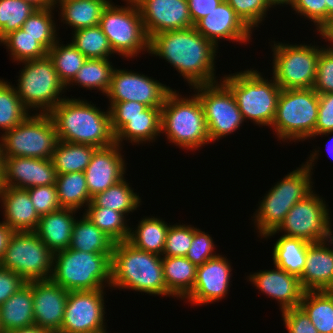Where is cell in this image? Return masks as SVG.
<instances>
[{"label":"cell","instance_id":"obj_1","mask_svg":"<svg viewBox=\"0 0 333 333\" xmlns=\"http://www.w3.org/2000/svg\"><path fill=\"white\" fill-rule=\"evenodd\" d=\"M218 49L194 26L161 32L149 41V54L169 63L189 88L221 81L215 74Z\"/></svg>","mask_w":333,"mask_h":333},{"label":"cell","instance_id":"obj_2","mask_svg":"<svg viewBox=\"0 0 333 333\" xmlns=\"http://www.w3.org/2000/svg\"><path fill=\"white\" fill-rule=\"evenodd\" d=\"M72 97H66L48 113L58 140L95 148L114 144L109 108L104 111L91 101Z\"/></svg>","mask_w":333,"mask_h":333},{"label":"cell","instance_id":"obj_3","mask_svg":"<svg viewBox=\"0 0 333 333\" xmlns=\"http://www.w3.org/2000/svg\"><path fill=\"white\" fill-rule=\"evenodd\" d=\"M310 151L309 159L290 171L280 181L266 191L253 214L252 222L258 237L262 238L276 230L283 222L288 211L300 200H303L313 190V170L315 161L319 160V149Z\"/></svg>","mask_w":333,"mask_h":333},{"label":"cell","instance_id":"obj_4","mask_svg":"<svg viewBox=\"0 0 333 333\" xmlns=\"http://www.w3.org/2000/svg\"><path fill=\"white\" fill-rule=\"evenodd\" d=\"M113 290H132L171 297L162 266V256L135 248L128 241L114 244L111 257V284Z\"/></svg>","mask_w":333,"mask_h":333},{"label":"cell","instance_id":"obj_5","mask_svg":"<svg viewBox=\"0 0 333 333\" xmlns=\"http://www.w3.org/2000/svg\"><path fill=\"white\" fill-rule=\"evenodd\" d=\"M172 89L161 107V134L182 150L196 151L210 144L204 110L198 96H182Z\"/></svg>","mask_w":333,"mask_h":333},{"label":"cell","instance_id":"obj_6","mask_svg":"<svg viewBox=\"0 0 333 333\" xmlns=\"http://www.w3.org/2000/svg\"><path fill=\"white\" fill-rule=\"evenodd\" d=\"M233 93L244 121L271 128L281 88L254 68L220 77Z\"/></svg>","mask_w":333,"mask_h":333},{"label":"cell","instance_id":"obj_7","mask_svg":"<svg viewBox=\"0 0 333 333\" xmlns=\"http://www.w3.org/2000/svg\"><path fill=\"white\" fill-rule=\"evenodd\" d=\"M112 254L67 248L54 253L51 280L67 291L110 288Z\"/></svg>","mask_w":333,"mask_h":333},{"label":"cell","instance_id":"obj_8","mask_svg":"<svg viewBox=\"0 0 333 333\" xmlns=\"http://www.w3.org/2000/svg\"><path fill=\"white\" fill-rule=\"evenodd\" d=\"M319 94L313 89H282L272 131L278 141L313 140L318 120Z\"/></svg>","mask_w":333,"mask_h":333},{"label":"cell","instance_id":"obj_9","mask_svg":"<svg viewBox=\"0 0 333 333\" xmlns=\"http://www.w3.org/2000/svg\"><path fill=\"white\" fill-rule=\"evenodd\" d=\"M21 63L23 68L19 70L17 86L14 84L17 95L30 113L34 110V114H48L66 98L62 96L66 87L60 81L52 60L47 55L18 64Z\"/></svg>","mask_w":333,"mask_h":333},{"label":"cell","instance_id":"obj_10","mask_svg":"<svg viewBox=\"0 0 333 333\" xmlns=\"http://www.w3.org/2000/svg\"><path fill=\"white\" fill-rule=\"evenodd\" d=\"M125 5L110 2L103 10L99 26L107 36L114 52L122 58L149 54V38L143 26L139 8L134 0H123ZM114 3V4H113ZM144 52V53H143Z\"/></svg>","mask_w":333,"mask_h":333},{"label":"cell","instance_id":"obj_11","mask_svg":"<svg viewBox=\"0 0 333 333\" xmlns=\"http://www.w3.org/2000/svg\"><path fill=\"white\" fill-rule=\"evenodd\" d=\"M272 77L281 89L313 88L317 61L320 52L327 45L319 46L312 43L300 45L271 41Z\"/></svg>","mask_w":333,"mask_h":333},{"label":"cell","instance_id":"obj_12","mask_svg":"<svg viewBox=\"0 0 333 333\" xmlns=\"http://www.w3.org/2000/svg\"><path fill=\"white\" fill-rule=\"evenodd\" d=\"M58 141L49 114H30L20 124L0 135L2 157L51 159Z\"/></svg>","mask_w":333,"mask_h":333},{"label":"cell","instance_id":"obj_13","mask_svg":"<svg viewBox=\"0 0 333 333\" xmlns=\"http://www.w3.org/2000/svg\"><path fill=\"white\" fill-rule=\"evenodd\" d=\"M328 206L325 198L313 190L288 211L276 230L261 239L268 240L282 232L284 236L300 238L309 243L328 241L333 237L331 211Z\"/></svg>","mask_w":333,"mask_h":333},{"label":"cell","instance_id":"obj_14","mask_svg":"<svg viewBox=\"0 0 333 333\" xmlns=\"http://www.w3.org/2000/svg\"><path fill=\"white\" fill-rule=\"evenodd\" d=\"M54 254L34 231L14 232L0 262L26 282L51 279Z\"/></svg>","mask_w":333,"mask_h":333},{"label":"cell","instance_id":"obj_15","mask_svg":"<svg viewBox=\"0 0 333 333\" xmlns=\"http://www.w3.org/2000/svg\"><path fill=\"white\" fill-rule=\"evenodd\" d=\"M190 89H194L203 107L211 143L240 130L244 118L233 93L222 81Z\"/></svg>","mask_w":333,"mask_h":333},{"label":"cell","instance_id":"obj_16","mask_svg":"<svg viewBox=\"0 0 333 333\" xmlns=\"http://www.w3.org/2000/svg\"><path fill=\"white\" fill-rule=\"evenodd\" d=\"M105 294V289L69 291L60 333H109Z\"/></svg>","mask_w":333,"mask_h":333},{"label":"cell","instance_id":"obj_17","mask_svg":"<svg viewBox=\"0 0 333 333\" xmlns=\"http://www.w3.org/2000/svg\"><path fill=\"white\" fill-rule=\"evenodd\" d=\"M172 88L160 81L128 69L115 67L106 98L109 103L137 101L147 107H162Z\"/></svg>","mask_w":333,"mask_h":333},{"label":"cell","instance_id":"obj_18","mask_svg":"<svg viewBox=\"0 0 333 333\" xmlns=\"http://www.w3.org/2000/svg\"><path fill=\"white\" fill-rule=\"evenodd\" d=\"M232 268L230 260L221 254L197 266L196 281L185 303L202 306L224 299L231 287Z\"/></svg>","mask_w":333,"mask_h":333},{"label":"cell","instance_id":"obj_19","mask_svg":"<svg viewBox=\"0 0 333 333\" xmlns=\"http://www.w3.org/2000/svg\"><path fill=\"white\" fill-rule=\"evenodd\" d=\"M149 40L156 34L193 27L187 0H134Z\"/></svg>","mask_w":333,"mask_h":333},{"label":"cell","instance_id":"obj_20","mask_svg":"<svg viewBox=\"0 0 333 333\" xmlns=\"http://www.w3.org/2000/svg\"><path fill=\"white\" fill-rule=\"evenodd\" d=\"M195 29L217 48L220 40L249 44L253 31L241 20L226 0L200 19ZM248 42V43H247Z\"/></svg>","mask_w":333,"mask_h":333},{"label":"cell","instance_id":"obj_21","mask_svg":"<svg viewBox=\"0 0 333 333\" xmlns=\"http://www.w3.org/2000/svg\"><path fill=\"white\" fill-rule=\"evenodd\" d=\"M122 147L114 143L94 151L91 161L84 171L91 197L125 178L128 163L122 155Z\"/></svg>","mask_w":333,"mask_h":333},{"label":"cell","instance_id":"obj_22","mask_svg":"<svg viewBox=\"0 0 333 333\" xmlns=\"http://www.w3.org/2000/svg\"><path fill=\"white\" fill-rule=\"evenodd\" d=\"M2 186L28 189L56 185V169L51 159L2 157Z\"/></svg>","mask_w":333,"mask_h":333},{"label":"cell","instance_id":"obj_23","mask_svg":"<svg viewBox=\"0 0 333 333\" xmlns=\"http://www.w3.org/2000/svg\"><path fill=\"white\" fill-rule=\"evenodd\" d=\"M247 281L253 284L267 298L275 299L280 306V311L297 308L303 298L305 290L300 279L287 271L274 266V269L251 272Z\"/></svg>","mask_w":333,"mask_h":333},{"label":"cell","instance_id":"obj_24","mask_svg":"<svg viewBox=\"0 0 333 333\" xmlns=\"http://www.w3.org/2000/svg\"><path fill=\"white\" fill-rule=\"evenodd\" d=\"M69 291L51 279L33 281L34 323L42 329L60 333Z\"/></svg>","mask_w":333,"mask_h":333},{"label":"cell","instance_id":"obj_25","mask_svg":"<svg viewBox=\"0 0 333 333\" xmlns=\"http://www.w3.org/2000/svg\"><path fill=\"white\" fill-rule=\"evenodd\" d=\"M299 279L305 291L328 289L333 282V237L308 245L304 271Z\"/></svg>","mask_w":333,"mask_h":333},{"label":"cell","instance_id":"obj_26","mask_svg":"<svg viewBox=\"0 0 333 333\" xmlns=\"http://www.w3.org/2000/svg\"><path fill=\"white\" fill-rule=\"evenodd\" d=\"M0 203L5 222L14 232L35 231L40 216L27 189L0 187Z\"/></svg>","mask_w":333,"mask_h":333},{"label":"cell","instance_id":"obj_27","mask_svg":"<svg viewBox=\"0 0 333 333\" xmlns=\"http://www.w3.org/2000/svg\"><path fill=\"white\" fill-rule=\"evenodd\" d=\"M77 213L75 209L61 208L40 216L34 232L53 254L69 248Z\"/></svg>","mask_w":333,"mask_h":333},{"label":"cell","instance_id":"obj_28","mask_svg":"<svg viewBox=\"0 0 333 333\" xmlns=\"http://www.w3.org/2000/svg\"><path fill=\"white\" fill-rule=\"evenodd\" d=\"M115 143L140 145L156 142L161 135V116L110 117ZM125 141V142H124Z\"/></svg>","mask_w":333,"mask_h":333},{"label":"cell","instance_id":"obj_29","mask_svg":"<svg viewBox=\"0 0 333 333\" xmlns=\"http://www.w3.org/2000/svg\"><path fill=\"white\" fill-rule=\"evenodd\" d=\"M3 333L35 325L33 312V281L27 282L0 306Z\"/></svg>","mask_w":333,"mask_h":333},{"label":"cell","instance_id":"obj_30","mask_svg":"<svg viewBox=\"0 0 333 333\" xmlns=\"http://www.w3.org/2000/svg\"><path fill=\"white\" fill-rule=\"evenodd\" d=\"M112 0H55L59 19L76 31L99 25L103 10ZM58 3V4H57ZM57 5V6H56ZM60 6V7H59Z\"/></svg>","mask_w":333,"mask_h":333},{"label":"cell","instance_id":"obj_31","mask_svg":"<svg viewBox=\"0 0 333 333\" xmlns=\"http://www.w3.org/2000/svg\"><path fill=\"white\" fill-rule=\"evenodd\" d=\"M162 266L168 292L184 301L193 290L197 266L182 256H162Z\"/></svg>","mask_w":333,"mask_h":333},{"label":"cell","instance_id":"obj_32","mask_svg":"<svg viewBox=\"0 0 333 333\" xmlns=\"http://www.w3.org/2000/svg\"><path fill=\"white\" fill-rule=\"evenodd\" d=\"M136 226L130 227L127 241L139 250L162 256L170 223L158 216H144Z\"/></svg>","mask_w":333,"mask_h":333},{"label":"cell","instance_id":"obj_33","mask_svg":"<svg viewBox=\"0 0 333 333\" xmlns=\"http://www.w3.org/2000/svg\"><path fill=\"white\" fill-rule=\"evenodd\" d=\"M115 242L83 215L75 220L72 229L70 249L112 254Z\"/></svg>","mask_w":333,"mask_h":333},{"label":"cell","instance_id":"obj_34","mask_svg":"<svg viewBox=\"0 0 333 333\" xmlns=\"http://www.w3.org/2000/svg\"><path fill=\"white\" fill-rule=\"evenodd\" d=\"M309 244L300 238L281 235L272 250L274 266L300 278L304 271Z\"/></svg>","mask_w":333,"mask_h":333},{"label":"cell","instance_id":"obj_35","mask_svg":"<svg viewBox=\"0 0 333 333\" xmlns=\"http://www.w3.org/2000/svg\"><path fill=\"white\" fill-rule=\"evenodd\" d=\"M125 178L92 197L87 207H106L123 213L126 217L142 205L139 194Z\"/></svg>","mask_w":333,"mask_h":333},{"label":"cell","instance_id":"obj_36","mask_svg":"<svg viewBox=\"0 0 333 333\" xmlns=\"http://www.w3.org/2000/svg\"><path fill=\"white\" fill-rule=\"evenodd\" d=\"M96 149L86 144L58 141L51 157L56 173L84 172Z\"/></svg>","mask_w":333,"mask_h":333},{"label":"cell","instance_id":"obj_37","mask_svg":"<svg viewBox=\"0 0 333 333\" xmlns=\"http://www.w3.org/2000/svg\"><path fill=\"white\" fill-rule=\"evenodd\" d=\"M115 69L109 59H86L66 90L75 85L86 90H98L104 96L109 90L112 74Z\"/></svg>","mask_w":333,"mask_h":333},{"label":"cell","instance_id":"obj_38","mask_svg":"<svg viewBox=\"0 0 333 333\" xmlns=\"http://www.w3.org/2000/svg\"><path fill=\"white\" fill-rule=\"evenodd\" d=\"M56 187L62 208H71L79 211L82 208L85 209L92 201L84 172L57 174Z\"/></svg>","mask_w":333,"mask_h":333},{"label":"cell","instance_id":"obj_39","mask_svg":"<svg viewBox=\"0 0 333 333\" xmlns=\"http://www.w3.org/2000/svg\"><path fill=\"white\" fill-rule=\"evenodd\" d=\"M299 307L319 333H333V296L326 290L305 291Z\"/></svg>","mask_w":333,"mask_h":333},{"label":"cell","instance_id":"obj_40","mask_svg":"<svg viewBox=\"0 0 333 333\" xmlns=\"http://www.w3.org/2000/svg\"><path fill=\"white\" fill-rule=\"evenodd\" d=\"M84 214L115 243L127 241L130 227L126 216L106 207H86Z\"/></svg>","mask_w":333,"mask_h":333},{"label":"cell","instance_id":"obj_41","mask_svg":"<svg viewBox=\"0 0 333 333\" xmlns=\"http://www.w3.org/2000/svg\"><path fill=\"white\" fill-rule=\"evenodd\" d=\"M60 41L59 39L48 50L47 55L52 60L60 81L66 87L87 58L71 42L65 45Z\"/></svg>","mask_w":333,"mask_h":333},{"label":"cell","instance_id":"obj_42","mask_svg":"<svg viewBox=\"0 0 333 333\" xmlns=\"http://www.w3.org/2000/svg\"><path fill=\"white\" fill-rule=\"evenodd\" d=\"M71 34V43L87 59H110L114 55L107 36L99 25L78 29Z\"/></svg>","mask_w":333,"mask_h":333},{"label":"cell","instance_id":"obj_43","mask_svg":"<svg viewBox=\"0 0 333 333\" xmlns=\"http://www.w3.org/2000/svg\"><path fill=\"white\" fill-rule=\"evenodd\" d=\"M55 6L36 9L24 22L22 28L35 38L47 51L59 40V27L54 21ZM58 28V29H57Z\"/></svg>","mask_w":333,"mask_h":333},{"label":"cell","instance_id":"obj_44","mask_svg":"<svg viewBox=\"0 0 333 333\" xmlns=\"http://www.w3.org/2000/svg\"><path fill=\"white\" fill-rule=\"evenodd\" d=\"M30 113L22 104L12 82L0 78V132L1 135L20 124Z\"/></svg>","mask_w":333,"mask_h":333},{"label":"cell","instance_id":"obj_45","mask_svg":"<svg viewBox=\"0 0 333 333\" xmlns=\"http://www.w3.org/2000/svg\"><path fill=\"white\" fill-rule=\"evenodd\" d=\"M8 50V54L15 63L26 60L41 59L48 51L23 29L12 31L0 40Z\"/></svg>","mask_w":333,"mask_h":333},{"label":"cell","instance_id":"obj_46","mask_svg":"<svg viewBox=\"0 0 333 333\" xmlns=\"http://www.w3.org/2000/svg\"><path fill=\"white\" fill-rule=\"evenodd\" d=\"M36 9L24 0H0V40L10 32L22 28Z\"/></svg>","mask_w":333,"mask_h":333},{"label":"cell","instance_id":"obj_47","mask_svg":"<svg viewBox=\"0 0 333 333\" xmlns=\"http://www.w3.org/2000/svg\"><path fill=\"white\" fill-rule=\"evenodd\" d=\"M241 20L252 30L264 22L269 9L274 8L272 0H226Z\"/></svg>","mask_w":333,"mask_h":333},{"label":"cell","instance_id":"obj_48","mask_svg":"<svg viewBox=\"0 0 333 333\" xmlns=\"http://www.w3.org/2000/svg\"><path fill=\"white\" fill-rule=\"evenodd\" d=\"M193 239V226L181 223L171 224L162 256L185 257Z\"/></svg>","mask_w":333,"mask_h":333},{"label":"cell","instance_id":"obj_49","mask_svg":"<svg viewBox=\"0 0 333 333\" xmlns=\"http://www.w3.org/2000/svg\"><path fill=\"white\" fill-rule=\"evenodd\" d=\"M290 6L294 14L313 22L317 33L327 29V6L324 0H294Z\"/></svg>","mask_w":333,"mask_h":333},{"label":"cell","instance_id":"obj_50","mask_svg":"<svg viewBox=\"0 0 333 333\" xmlns=\"http://www.w3.org/2000/svg\"><path fill=\"white\" fill-rule=\"evenodd\" d=\"M214 243L212 236L208 232L193 226V239L185 257L194 265L200 266L208 259L219 255V253L216 254L217 252L214 251L216 250L214 249L216 248Z\"/></svg>","mask_w":333,"mask_h":333},{"label":"cell","instance_id":"obj_51","mask_svg":"<svg viewBox=\"0 0 333 333\" xmlns=\"http://www.w3.org/2000/svg\"><path fill=\"white\" fill-rule=\"evenodd\" d=\"M27 190L39 216L55 212L62 208L58 199L56 185L35 186Z\"/></svg>","mask_w":333,"mask_h":333},{"label":"cell","instance_id":"obj_52","mask_svg":"<svg viewBox=\"0 0 333 333\" xmlns=\"http://www.w3.org/2000/svg\"><path fill=\"white\" fill-rule=\"evenodd\" d=\"M313 89L318 94L333 92V50L328 45L320 52L318 57Z\"/></svg>","mask_w":333,"mask_h":333},{"label":"cell","instance_id":"obj_53","mask_svg":"<svg viewBox=\"0 0 333 333\" xmlns=\"http://www.w3.org/2000/svg\"><path fill=\"white\" fill-rule=\"evenodd\" d=\"M110 117L161 116V107H147L137 101L108 104Z\"/></svg>","mask_w":333,"mask_h":333},{"label":"cell","instance_id":"obj_54","mask_svg":"<svg viewBox=\"0 0 333 333\" xmlns=\"http://www.w3.org/2000/svg\"><path fill=\"white\" fill-rule=\"evenodd\" d=\"M288 333H319L309 317L300 308H289L281 312Z\"/></svg>","mask_w":333,"mask_h":333},{"label":"cell","instance_id":"obj_55","mask_svg":"<svg viewBox=\"0 0 333 333\" xmlns=\"http://www.w3.org/2000/svg\"><path fill=\"white\" fill-rule=\"evenodd\" d=\"M333 131V92L319 94L318 120L315 135Z\"/></svg>","mask_w":333,"mask_h":333},{"label":"cell","instance_id":"obj_56","mask_svg":"<svg viewBox=\"0 0 333 333\" xmlns=\"http://www.w3.org/2000/svg\"><path fill=\"white\" fill-rule=\"evenodd\" d=\"M26 283L15 272L0 267V306Z\"/></svg>","mask_w":333,"mask_h":333},{"label":"cell","instance_id":"obj_57","mask_svg":"<svg viewBox=\"0 0 333 333\" xmlns=\"http://www.w3.org/2000/svg\"><path fill=\"white\" fill-rule=\"evenodd\" d=\"M222 1L223 0H187L193 25L213 11Z\"/></svg>","mask_w":333,"mask_h":333},{"label":"cell","instance_id":"obj_58","mask_svg":"<svg viewBox=\"0 0 333 333\" xmlns=\"http://www.w3.org/2000/svg\"><path fill=\"white\" fill-rule=\"evenodd\" d=\"M13 233L14 231L5 222L0 221V262Z\"/></svg>","mask_w":333,"mask_h":333},{"label":"cell","instance_id":"obj_59","mask_svg":"<svg viewBox=\"0 0 333 333\" xmlns=\"http://www.w3.org/2000/svg\"><path fill=\"white\" fill-rule=\"evenodd\" d=\"M9 333H53L51 331L42 329L37 325H32L29 327L18 328L15 330L10 331Z\"/></svg>","mask_w":333,"mask_h":333},{"label":"cell","instance_id":"obj_60","mask_svg":"<svg viewBox=\"0 0 333 333\" xmlns=\"http://www.w3.org/2000/svg\"><path fill=\"white\" fill-rule=\"evenodd\" d=\"M24 1L31 3L37 9L55 6V0H24Z\"/></svg>","mask_w":333,"mask_h":333},{"label":"cell","instance_id":"obj_61","mask_svg":"<svg viewBox=\"0 0 333 333\" xmlns=\"http://www.w3.org/2000/svg\"><path fill=\"white\" fill-rule=\"evenodd\" d=\"M318 34L321 35L320 37H322L325 42H328V46H333V22L323 33Z\"/></svg>","mask_w":333,"mask_h":333},{"label":"cell","instance_id":"obj_62","mask_svg":"<svg viewBox=\"0 0 333 333\" xmlns=\"http://www.w3.org/2000/svg\"><path fill=\"white\" fill-rule=\"evenodd\" d=\"M327 6V28L333 22V0H324Z\"/></svg>","mask_w":333,"mask_h":333},{"label":"cell","instance_id":"obj_63","mask_svg":"<svg viewBox=\"0 0 333 333\" xmlns=\"http://www.w3.org/2000/svg\"><path fill=\"white\" fill-rule=\"evenodd\" d=\"M332 135L333 134V131H328V132H325V133H321V134H318V135H314V138L317 136H320L322 137L323 135L325 136H328V135ZM330 143V144H329ZM332 143V144H331ZM327 148V152L328 154L332 157L333 159V136L331 137V139H329V141L327 142V145H325Z\"/></svg>","mask_w":333,"mask_h":333},{"label":"cell","instance_id":"obj_64","mask_svg":"<svg viewBox=\"0 0 333 333\" xmlns=\"http://www.w3.org/2000/svg\"><path fill=\"white\" fill-rule=\"evenodd\" d=\"M294 0H272L274 7L276 6H286V5H291Z\"/></svg>","mask_w":333,"mask_h":333},{"label":"cell","instance_id":"obj_65","mask_svg":"<svg viewBox=\"0 0 333 333\" xmlns=\"http://www.w3.org/2000/svg\"><path fill=\"white\" fill-rule=\"evenodd\" d=\"M2 168H3V158H2L1 145H0V187L2 186Z\"/></svg>","mask_w":333,"mask_h":333},{"label":"cell","instance_id":"obj_66","mask_svg":"<svg viewBox=\"0 0 333 333\" xmlns=\"http://www.w3.org/2000/svg\"><path fill=\"white\" fill-rule=\"evenodd\" d=\"M326 291L333 296V282Z\"/></svg>","mask_w":333,"mask_h":333}]
</instances>
